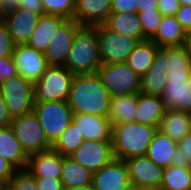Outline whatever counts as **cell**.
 Returning <instances> with one entry per match:
<instances>
[{"instance_id":"obj_23","label":"cell","mask_w":191,"mask_h":190,"mask_svg":"<svg viewBox=\"0 0 191 190\" xmlns=\"http://www.w3.org/2000/svg\"><path fill=\"white\" fill-rule=\"evenodd\" d=\"M0 156L16 170L26 169L29 156L16 138L11 126L0 128Z\"/></svg>"},{"instance_id":"obj_4","label":"cell","mask_w":191,"mask_h":190,"mask_svg":"<svg viewBox=\"0 0 191 190\" xmlns=\"http://www.w3.org/2000/svg\"><path fill=\"white\" fill-rule=\"evenodd\" d=\"M74 77L66 66L49 65L34 84L35 102L67 101Z\"/></svg>"},{"instance_id":"obj_11","label":"cell","mask_w":191,"mask_h":190,"mask_svg":"<svg viewBox=\"0 0 191 190\" xmlns=\"http://www.w3.org/2000/svg\"><path fill=\"white\" fill-rule=\"evenodd\" d=\"M75 19H66L44 51L48 65L65 66L74 36L81 27Z\"/></svg>"},{"instance_id":"obj_31","label":"cell","mask_w":191,"mask_h":190,"mask_svg":"<svg viewBox=\"0 0 191 190\" xmlns=\"http://www.w3.org/2000/svg\"><path fill=\"white\" fill-rule=\"evenodd\" d=\"M159 46L152 40L139 42L127 58V65L140 77L146 74L153 64Z\"/></svg>"},{"instance_id":"obj_21","label":"cell","mask_w":191,"mask_h":190,"mask_svg":"<svg viewBox=\"0 0 191 190\" xmlns=\"http://www.w3.org/2000/svg\"><path fill=\"white\" fill-rule=\"evenodd\" d=\"M166 110L161 96L139 92L135 121L158 127Z\"/></svg>"},{"instance_id":"obj_1","label":"cell","mask_w":191,"mask_h":190,"mask_svg":"<svg viewBox=\"0 0 191 190\" xmlns=\"http://www.w3.org/2000/svg\"><path fill=\"white\" fill-rule=\"evenodd\" d=\"M111 95L97 73L75 75L68 97L73 113L108 117Z\"/></svg>"},{"instance_id":"obj_20","label":"cell","mask_w":191,"mask_h":190,"mask_svg":"<svg viewBox=\"0 0 191 190\" xmlns=\"http://www.w3.org/2000/svg\"><path fill=\"white\" fill-rule=\"evenodd\" d=\"M178 142L157 129L148 147L146 156L157 166L166 168L177 163Z\"/></svg>"},{"instance_id":"obj_14","label":"cell","mask_w":191,"mask_h":190,"mask_svg":"<svg viewBox=\"0 0 191 190\" xmlns=\"http://www.w3.org/2000/svg\"><path fill=\"white\" fill-rule=\"evenodd\" d=\"M129 183L128 167L123 159L113 158L93 173L94 190H123Z\"/></svg>"},{"instance_id":"obj_53","label":"cell","mask_w":191,"mask_h":190,"mask_svg":"<svg viewBox=\"0 0 191 190\" xmlns=\"http://www.w3.org/2000/svg\"><path fill=\"white\" fill-rule=\"evenodd\" d=\"M142 190H162L160 187H148V188H142Z\"/></svg>"},{"instance_id":"obj_34","label":"cell","mask_w":191,"mask_h":190,"mask_svg":"<svg viewBox=\"0 0 191 190\" xmlns=\"http://www.w3.org/2000/svg\"><path fill=\"white\" fill-rule=\"evenodd\" d=\"M45 15H58L73 19L76 0H42Z\"/></svg>"},{"instance_id":"obj_29","label":"cell","mask_w":191,"mask_h":190,"mask_svg":"<svg viewBox=\"0 0 191 190\" xmlns=\"http://www.w3.org/2000/svg\"><path fill=\"white\" fill-rule=\"evenodd\" d=\"M167 81L184 82L191 76V56L184 46L168 47Z\"/></svg>"},{"instance_id":"obj_26","label":"cell","mask_w":191,"mask_h":190,"mask_svg":"<svg viewBox=\"0 0 191 190\" xmlns=\"http://www.w3.org/2000/svg\"><path fill=\"white\" fill-rule=\"evenodd\" d=\"M103 25L111 31L133 37L140 42L148 40L143 34L137 13H111Z\"/></svg>"},{"instance_id":"obj_13","label":"cell","mask_w":191,"mask_h":190,"mask_svg":"<svg viewBox=\"0 0 191 190\" xmlns=\"http://www.w3.org/2000/svg\"><path fill=\"white\" fill-rule=\"evenodd\" d=\"M125 162L130 183L141 188L161 186L164 168L157 166L146 155L131 157Z\"/></svg>"},{"instance_id":"obj_30","label":"cell","mask_w":191,"mask_h":190,"mask_svg":"<svg viewBox=\"0 0 191 190\" xmlns=\"http://www.w3.org/2000/svg\"><path fill=\"white\" fill-rule=\"evenodd\" d=\"M93 173L77 163L71 156H63L60 180L64 189L92 184Z\"/></svg>"},{"instance_id":"obj_25","label":"cell","mask_w":191,"mask_h":190,"mask_svg":"<svg viewBox=\"0 0 191 190\" xmlns=\"http://www.w3.org/2000/svg\"><path fill=\"white\" fill-rule=\"evenodd\" d=\"M158 130L179 142L187 134L191 133V113L166 110L162 117Z\"/></svg>"},{"instance_id":"obj_54","label":"cell","mask_w":191,"mask_h":190,"mask_svg":"<svg viewBox=\"0 0 191 190\" xmlns=\"http://www.w3.org/2000/svg\"><path fill=\"white\" fill-rule=\"evenodd\" d=\"M0 190H6V186L3 183H0Z\"/></svg>"},{"instance_id":"obj_44","label":"cell","mask_w":191,"mask_h":190,"mask_svg":"<svg viewBox=\"0 0 191 190\" xmlns=\"http://www.w3.org/2000/svg\"><path fill=\"white\" fill-rule=\"evenodd\" d=\"M15 171L16 169L0 156V183H3L6 186L14 176Z\"/></svg>"},{"instance_id":"obj_10","label":"cell","mask_w":191,"mask_h":190,"mask_svg":"<svg viewBox=\"0 0 191 190\" xmlns=\"http://www.w3.org/2000/svg\"><path fill=\"white\" fill-rule=\"evenodd\" d=\"M70 156L95 173L114 158L112 140H84Z\"/></svg>"},{"instance_id":"obj_43","label":"cell","mask_w":191,"mask_h":190,"mask_svg":"<svg viewBox=\"0 0 191 190\" xmlns=\"http://www.w3.org/2000/svg\"><path fill=\"white\" fill-rule=\"evenodd\" d=\"M175 17L185 31L191 29V6L181 5Z\"/></svg>"},{"instance_id":"obj_3","label":"cell","mask_w":191,"mask_h":190,"mask_svg":"<svg viewBox=\"0 0 191 190\" xmlns=\"http://www.w3.org/2000/svg\"><path fill=\"white\" fill-rule=\"evenodd\" d=\"M102 65L96 25H82L76 32L65 66L74 74H93Z\"/></svg>"},{"instance_id":"obj_33","label":"cell","mask_w":191,"mask_h":190,"mask_svg":"<svg viewBox=\"0 0 191 190\" xmlns=\"http://www.w3.org/2000/svg\"><path fill=\"white\" fill-rule=\"evenodd\" d=\"M83 141L84 138L78 131V126L71 121L69 126L52 146V149L62 156H70Z\"/></svg>"},{"instance_id":"obj_38","label":"cell","mask_w":191,"mask_h":190,"mask_svg":"<svg viewBox=\"0 0 191 190\" xmlns=\"http://www.w3.org/2000/svg\"><path fill=\"white\" fill-rule=\"evenodd\" d=\"M14 47L15 44L8 32V28L2 18H0V58L11 57Z\"/></svg>"},{"instance_id":"obj_18","label":"cell","mask_w":191,"mask_h":190,"mask_svg":"<svg viewBox=\"0 0 191 190\" xmlns=\"http://www.w3.org/2000/svg\"><path fill=\"white\" fill-rule=\"evenodd\" d=\"M112 0H76L74 17L80 25L103 24L112 13Z\"/></svg>"},{"instance_id":"obj_48","label":"cell","mask_w":191,"mask_h":190,"mask_svg":"<svg viewBox=\"0 0 191 190\" xmlns=\"http://www.w3.org/2000/svg\"><path fill=\"white\" fill-rule=\"evenodd\" d=\"M159 0H140L138 5V12L152 11L158 9Z\"/></svg>"},{"instance_id":"obj_5","label":"cell","mask_w":191,"mask_h":190,"mask_svg":"<svg viewBox=\"0 0 191 190\" xmlns=\"http://www.w3.org/2000/svg\"><path fill=\"white\" fill-rule=\"evenodd\" d=\"M33 111L53 146L72 121V109L67 101L34 102Z\"/></svg>"},{"instance_id":"obj_39","label":"cell","mask_w":191,"mask_h":190,"mask_svg":"<svg viewBox=\"0 0 191 190\" xmlns=\"http://www.w3.org/2000/svg\"><path fill=\"white\" fill-rule=\"evenodd\" d=\"M18 74L17 67L11 57L0 58V84Z\"/></svg>"},{"instance_id":"obj_6","label":"cell","mask_w":191,"mask_h":190,"mask_svg":"<svg viewBox=\"0 0 191 190\" xmlns=\"http://www.w3.org/2000/svg\"><path fill=\"white\" fill-rule=\"evenodd\" d=\"M96 73L111 97L140 92L141 77L126 62L102 64Z\"/></svg>"},{"instance_id":"obj_50","label":"cell","mask_w":191,"mask_h":190,"mask_svg":"<svg viewBox=\"0 0 191 190\" xmlns=\"http://www.w3.org/2000/svg\"><path fill=\"white\" fill-rule=\"evenodd\" d=\"M65 190H94L92 184H88L85 186H81V187H74V188H70V189H65Z\"/></svg>"},{"instance_id":"obj_35","label":"cell","mask_w":191,"mask_h":190,"mask_svg":"<svg viewBox=\"0 0 191 190\" xmlns=\"http://www.w3.org/2000/svg\"><path fill=\"white\" fill-rule=\"evenodd\" d=\"M141 22L144 36L150 40L157 32L160 23L162 22V15L158 9L152 11L137 12Z\"/></svg>"},{"instance_id":"obj_12","label":"cell","mask_w":191,"mask_h":190,"mask_svg":"<svg viewBox=\"0 0 191 190\" xmlns=\"http://www.w3.org/2000/svg\"><path fill=\"white\" fill-rule=\"evenodd\" d=\"M18 74L35 84L49 66L44 53L33 47L17 45L12 54Z\"/></svg>"},{"instance_id":"obj_36","label":"cell","mask_w":191,"mask_h":190,"mask_svg":"<svg viewBox=\"0 0 191 190\" xmlns=\"http://www.w3.org/2000/svg\"><path fill=\"white\" fill-rule=\"evenodd\" d=\"M6 190H38L35 177L27 170H16Z\"/></svg>"},{"instance_id":"obj_16","label":"cell","mask_w":191,"mask_h":190,"mask_svg":"<svg viewBox=\"0 0 191 190\" xmlns=\"http://www.w3.org/2000/svg\"><path fill=\"white\" fill-rule=\"evenodd\" d=\"M168 47H159L153 64L141 77L140 92L159 95L164 93L168 79Z\"/></svg>"},{"instance_id":"obj_32","label":"cell","mask_w":191,"mask_h":190,"mask_svg":"<svg viewBox=\"0 0 191 190\" xmlns=\"http://www.w3.org/2000/svg\"><path fill=\"white\" fill-rule=\"evenodd\" d=\"M162 190H191V169L173 164L163 171Z\"/></svg>"},{"instance_id":"obj_28","label":"cell","mask_w":191,"mask_h":190,"mask_svg":"<svg viewBox=\"0 0 191 190\" xmlns=\"http://www.w3.org/2000/svg\"><path fill=\"white\" fill-rule=\"evenodd\" d=\"M186 31L175 16H163L156 34L150 39L159 47L184 46Z\"/></svg>"},{"instance_id":"obj_24","label":"cell","mask_w":191,"mask_h":190,"mask_svg":"<svg viewBox=\"0 0 191 190\" xmlns=\"http://www.w3.org/2000/svg\"><path fill=\"white\" fill-rule=\"evenodd\" d=\"M65 20V17L58 15H41L27 45L44 53Z\"/></svg>"},{"instance_id":"obj_37","label":"cell","mask_w":191,"mask_h":190,"mask_svg":"<svg viewBox=\"0 0 191 190\" xmlns=\"http://www.w3.org/2000/svg\"><path fill=\"white\" fill-rule=\"evenodd\" d=\"M177 164L191 168V133L178 142Z\"/></svg>"},{"instance_id":"obj_15","label":"cell","mask_w":191,"mask_h":190,"mask_svg":"<svg viewBox=\"0 0 191 190\" xmlns=\"http://www.w3.org/2000/svg\"><path fill=\"white\" fill-rule=\"evenodd\" d=\"M41 14L25 9H15L2 17L15 46L27 44Z\"/></svg>"},{"instance_id":"obj_7","label":"cell","mask_w":191,"mask_h":190,"mask_svg":"<svg viewBox=\"0 0 191 190\" xmlns=\"http://www.w3.org/2000/svg\"><path fill=\"white\" fill-rule=\"evenodd\" d=\"M0 90L12 118L33 111L35 102L34 84L17 74L0 84Z\"/></svg>"},{"instance_id":"obj_8","label":"cell","mask_w":191,"mask_h":190,"mask_svg":"<svg viewBox=\"0 0 191 190\" xmlns=\"http://www.w3.org/2000/svg\"><path fill=\"white\" fill-rule=\"evenodd\" d=\"M96 30L102 64L126 62L140 42L133 37L111 31L103 24L96 25Z\"/></svg>"},{"instance_id":"obj_45","label":"cell","mask_w":191,"mask_h":190,"mask_svg":"<svg viewBox=\"0 0 191 190\" xmlns=\"http://www.w3.org/2000/svg\"><path fill=\"white\" fill-rule=\"evenodd\" d=\"M12 119L13 118L9 114L5 99L3 98L0 90V128L10 126L12 123Z\"/></svg>"},{"instance_id":"obj_51","label":"cell","mask_w":191,"mask_h":190,"mask_svg":"<svg viewBox=\"0 0 191 190\" xmlns=\"http://www.w3.org/2000/svg\"><path fill=\"white\" fill-rule=\"evenodd\" d=\"M123 190H142V188L136 184L129 183Z\"/></svg>"},{"instance_id":"obj_46","label":"cell","mask_w":191,"mask_h":190,"mask_svg":"<svg viewBox=\"0 0 191 190\" xmlns=\"http://www.w3.org/2000/svg\"><path fill=\"white\" fill-rule=\"evenodd\" d=\"M18 8L45 15L42 0H20Z\"/></svg>"},{"instance_id":"obj_52","label":"cell","mask_w":191,"mask_h":190,"mask_svg":"<svg viewBox=\"0 0 191 190\" xmlns=\"http://www.w3.org/2000/svg\"><path fill=\"white\" fill-rule=\"evenodd\" d=\"M180 5H187V6H191V0H179Z\"/></svg>"},{"instance_id":"obj_47","label":"cell","mask_w":191,"mask_h":190,"mask_svg":"<svg viewBox=\"0 0 191 190\" xmlns=\"http://www.w3.org/2000/svg\"><path fill=\"white\" fill-rule=\"evenodd\" d=\"M20 0H0V18L18 9Z\"/></svg>"},{"instance_id":"obj_19","label":"cell","mask_w":191,"mask_h":190,"mask_svg":"<svg viewBox=\"0 0 191 190\" xmlns=\"http://www.w3.org/2000/svg\"><path fill=\"white\" fill-rule=\"evenodd\" d=\"M62 159L63 156L53 149L39 152L29 156L26 169L34 177L60 179Z\"/></svg>"},{"instance_id":"obj_42","label":"cell","mask_w":191,"mask_h":190,"mask_svg":"<svg viewBox=\"0 0 191 190\" xmlns=\"http://www.w3.org/2000/svg\"><path fill=\"white\" fill-rule=\"evenodd\" d=\"M179 0H159L158 10L162 16H175L180 8Z\"/></svg>"},{"instance_id":"obj_22","label":"cell","mask_w":191,"mask_h":190,"mask_svg":"<svg viewBox=\"0 0 191 190\" xmlns=\"http://www.w3.org/2000/svg\"><path fill=\"white\" fill-rule=\"evenodd\" d=\"M161 97L167 110L191 113V76L184 82L167 81Z\"/></svg>"},{"instance_id":"obj_27","label":"cell","mask_w":191,"mask_h":190,"mask_svg":"<svg viewBox=\"0 0 191 190\" xmlns=\"http://www.w3.org/2000/svg\"><path fill=\"white\" fill-rule=\"evenodd\" d=\"M138 93L111 97L108 119L112 126L122 122H135Z\"/></svg>"},{"instance_id":"obj_2","label":"cell","mask_w":191,"mask_h":190,"mask_svg":"<svg viewBox=\"0 0 191 190\" xmlns=\"http://www.w3.org/2000/svg\"><path fill=\"white\" fill-rule=\"evenodd\" d=\"M157 129V126L144 125L136 121L113 125L114 158L127 160L131 157L146 155Z\"/></svg>"},{"instance_id":"obj_49","label":"cell","mask_w":191,"mask_h":190,"mask_svg":"<svg viewBox=\"0 0 191 190\" xmlns=\"http://www.w3.org/2000/svg\"><path fill=\"white\" fill-rule=\"evenodd\" d=\"M184 47L187 53L191 56V29L186 31Z\"/></svg>"},{"instance_id":"obj_17","label":"cell","mask_w":191,"mask_h":190,"mask_svg":"<svg viewBox=\"0 0 191 190\" xmlns=\"http://www.w3.org/2000/svg\"><path fill=\"white\" fill-rule=\"evenodd\" d=\"M72 122L78 126V131L82 134L84 140H112L113 126L108 117L73 113Z\"/></svg>"},{"instance_id":"obj_40","label":"cell","mask_w":191,"mask_h":190,"mask_svg":"<svg viewBox=\"0 0 191 190\" xmlns=\"http://www.w3.org/2000/svg\"><path fill=\"white\" fill-rule=\"evenodd\" d=\"M140 0H112V13H137Z\"/></svg>"},{"instance_id":"obj_9","label":"cell","mask_w":191,"mask_h":190,"mask_svg":"<svg viewBox=\"0 0 191 190\" xmlns=\"http://www.w3.org/2000/svg\"><path fill=\"white\" fill-rule=\"evenodd\" d=\"M10 126L28 156L52 149L34 111L13 118Z\"/></svg>"},{"instance_id":"obj_41","label":"cell","mask_w":191,"mask_h":190,"mask_svg":"<svg viewBox=\"0 0 191 190\" xmlns=\"http://www.w3.org/2000/svg\"><path fill=\"white\" fill-rule=\"evenodd\" d=\"M38 190H65L59 178L35 177Z\"/></svg>"}]
</instances>
